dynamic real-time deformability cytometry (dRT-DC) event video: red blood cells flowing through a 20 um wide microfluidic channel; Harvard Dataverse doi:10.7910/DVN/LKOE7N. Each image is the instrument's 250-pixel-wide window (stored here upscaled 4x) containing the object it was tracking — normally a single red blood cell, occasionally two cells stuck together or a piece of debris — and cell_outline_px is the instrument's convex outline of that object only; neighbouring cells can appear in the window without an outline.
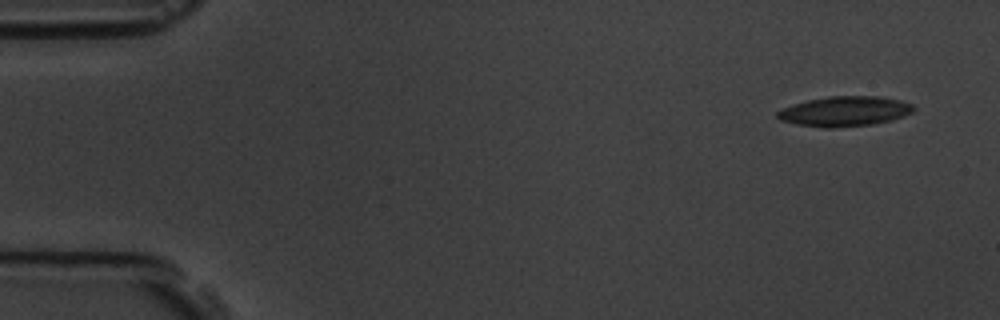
{"species": "common noctule bat (a hibernating species)", "species_latin": "Nyctalus noctula", "temperature_condition": "room temperature", "stored_images_in_passage": 5, "camera_frame_rate_fps": 3000, "um_per_image_px": 0.085, "animal": {"sex": "male", "body_mass_g": 19.5, "forearm_length_mm": 54.6}, "frame": {"image": 1, "passage_image": 1, "time_ms": 0.0, "image_size_px": [1000, 320], "cell_outline_px": [[916, 108], [912, 112], [892, 120], [872, 124], [832, 128], [824, 128], [796, 124], [780, 120], [776, 116], [776, 112], [792, 104], [808, 100], [828, 96], [880, 96], [900, 100], [912, 104]], "centroid_in_image_um": [71.79, 9.46], "position_along_channel_um": 13.2, "area_um2": 23.81}}
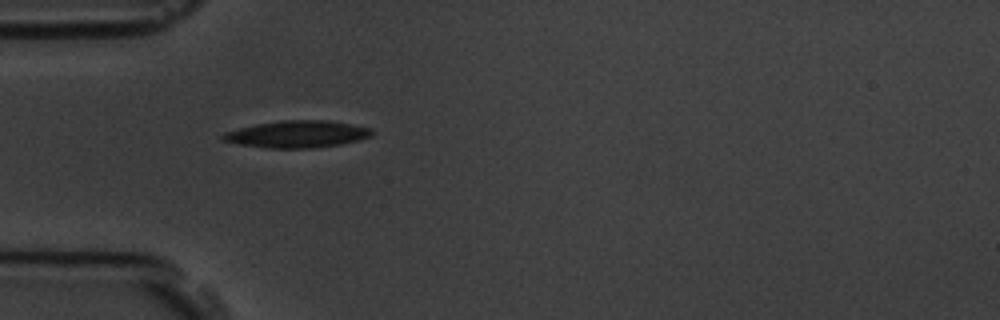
{"frame": {"image": 2, "passage_image": 4, "time_ms": 4.333, "image_size_px": [1000, 320], "cell_outline_px": [[372, 136], [340, 144], [312, 148], [264, 148], [240, 144], [220, 140], [220, 136], [224, 132], [256, 124], [284, 120], [328, 120], [352, 124], [368, 128], [372, 132]], "centroid_in_image_um": [25.21, 11.4], "position_along_channel_um": 59.8, "area_um2": 23.29}}
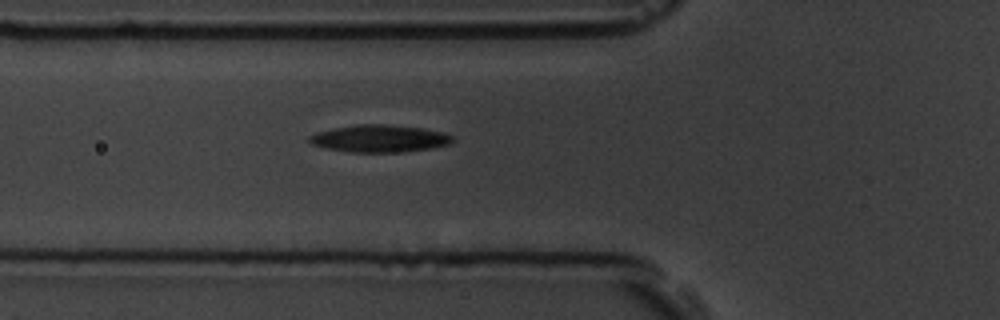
{"frame": {"image": 3, "passage_image": 5, "time_ms": 5.333, "image_size_px": [1000, 320], "cell_outline_px": [[452, 140], [448, 144], [432, 148], [404, 152], [352, 152], [324, 148], [312, 144], [308, 140], [308, 136], [316, 132], [356, 124], [384, 124], [424, 128], [444, 132], [452, 136]], "centroid_in_image_um": [32.24, 11.77], "position_along_channel_um": 93.6, "area_um2": 22.77}}